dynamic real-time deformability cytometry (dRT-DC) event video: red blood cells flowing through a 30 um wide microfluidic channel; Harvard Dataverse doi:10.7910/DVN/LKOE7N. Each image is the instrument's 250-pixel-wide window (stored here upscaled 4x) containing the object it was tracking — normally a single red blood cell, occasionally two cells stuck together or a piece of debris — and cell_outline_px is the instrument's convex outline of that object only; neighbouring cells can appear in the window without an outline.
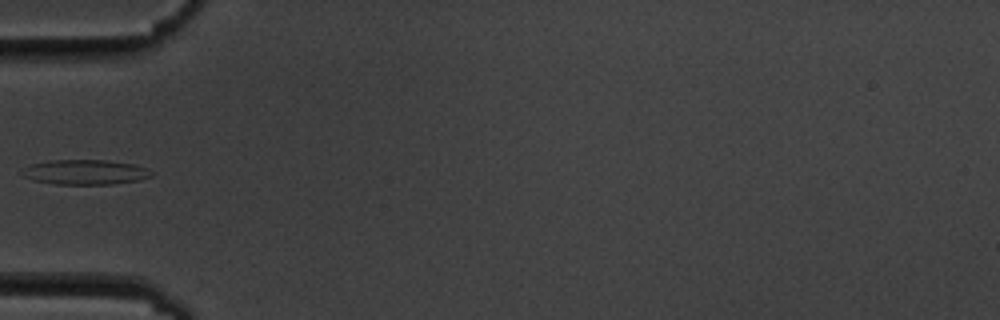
{"species": "common noctule bat (a hibernating species)", "species_latin": "Nyctalus noctula", "temperature_condition": "cold", "stored_images_in_passage": 9, "camera_frame_rate_fps": 3000, "um_per_image_px": 0.085, "animal": {"sex": "male", "body_mass_g": 19.5, "forearm_length_mm": 54.6}, "frame": {"image": 1, "passage_image": 6, "time_ms": 6.0, "image_size_px": [1000, 320], "cell_outline_px": [[152, 176], [140, 180], [112, 184], [56, 184], [36, 180], [24, 176], [20, 172], [28, 164], [48, 160], [104, 160], [132, 164], [148, 168], [152, 172]], "centroid_in_image_um": [7.23, 14.62], "position_along_channel_um": 77.8, "area_um2": 18.73}}
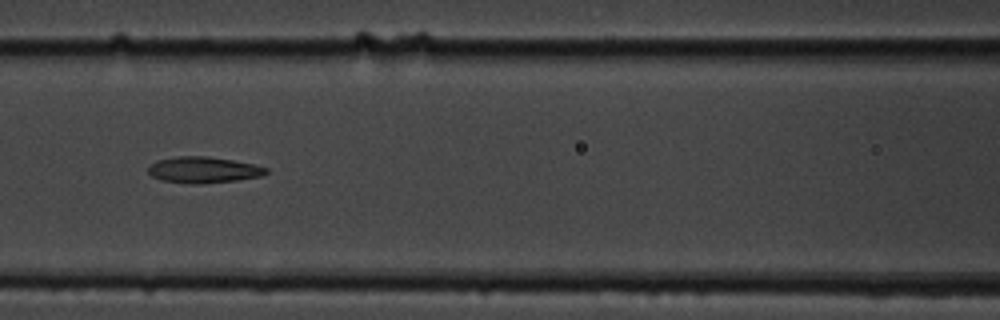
{"frame": {"image": 2, "passage_image": 8, "time_ms": 8.0, "image_size_px": [1000, 320], "cell_outline_px": [[268, 172], [260, 176], [236, 180], [200, 184], [192, 184], [164, 180], [152, 176], [148, 172], [148, 168], [156, 160], [180, 156], [208, 156], [232, 160], [252, 164], [268, 168]], "centroid_in_image_um": [17.29, 14.43], "position_along_channel_um": 149.3, "area_um2": 17.74}}
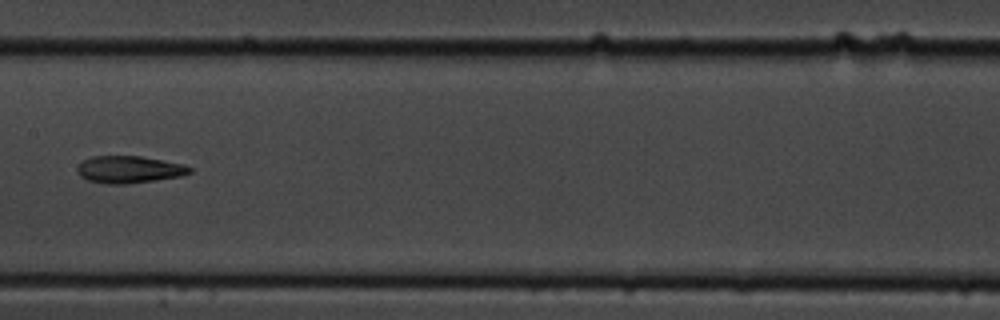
{"frame": {"image": 3, "passage_image": 9, "time_ms": 9.333, "image_size_px": [1000, 320], "cell_outline_px": [[192, 172], [180, 176], [128, 184], [108, 184], [88, 180], [80, 176], [76, 172], [76, 168], [84, 160], [92, 156], [140, 156], [184, 164], [192, 168]], "centroid_in_image_um": [10.96, 14.41], "position_along_channel_um": 196.4, "area_um2": 17.74}}